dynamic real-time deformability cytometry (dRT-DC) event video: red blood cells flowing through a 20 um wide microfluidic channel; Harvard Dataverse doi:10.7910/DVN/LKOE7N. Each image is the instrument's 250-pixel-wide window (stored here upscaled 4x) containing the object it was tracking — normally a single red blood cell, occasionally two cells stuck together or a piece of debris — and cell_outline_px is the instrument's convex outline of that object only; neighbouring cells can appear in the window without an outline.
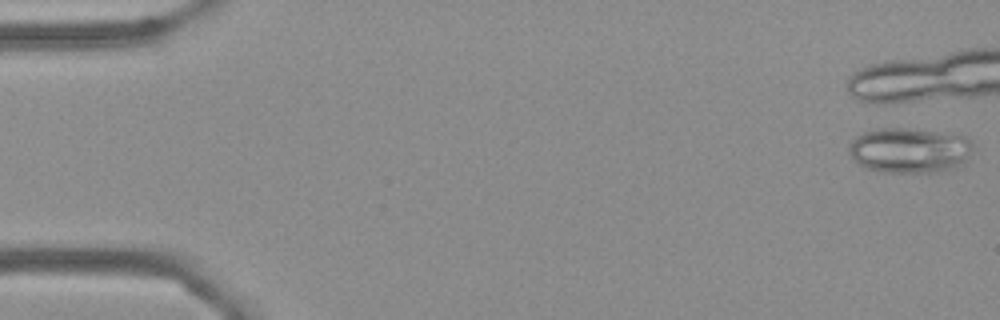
{"species": "Egyptian fruit bat (a non-hibernating species)", "species_latin": "Rousettus aegyptiacus", "temperature_condition": "cold", "stored_images_in_passage": 3, "camera_frame_rate_fps": 3000, "um_per_image_px": 0.085, "frame": {"image": 1, "passage_image": 1, "time_ms": 0.0, "image_size_px": [1000, 320], "cell_outline_px": [[972, 148], [964, 164], [960, 168], [944, 172], [884, 172], [864, 168], [848, 152], [848, 144], [856, 136], [864, 132], [880, 128], [904, 128], [960, 132], [968, 136], [972, 140]], "centroid_in_image_um": [77.4, 12.76], "position_along_channel_um": 7.6, "area_um2": 33.7}}